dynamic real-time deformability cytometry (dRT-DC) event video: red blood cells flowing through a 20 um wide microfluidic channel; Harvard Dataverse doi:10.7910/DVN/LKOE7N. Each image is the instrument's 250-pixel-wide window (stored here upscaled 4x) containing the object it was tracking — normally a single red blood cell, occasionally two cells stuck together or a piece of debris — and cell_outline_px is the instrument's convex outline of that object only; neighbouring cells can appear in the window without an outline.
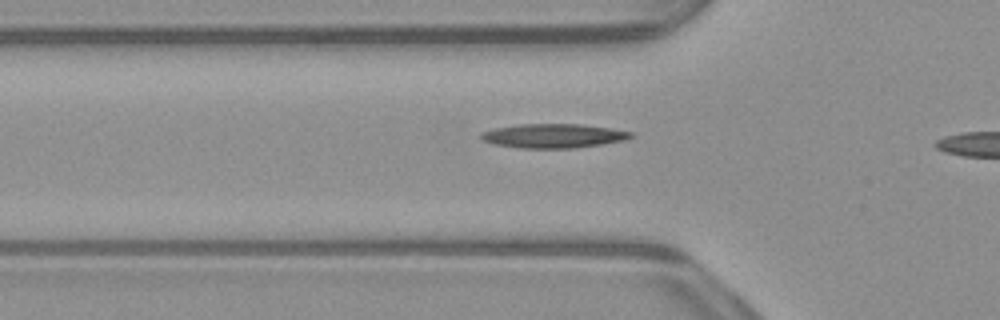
{"species": "common noctule bat (a hibernating species)", "species_latin": "Nyctalus noctula", "temperature_condition": "warm", "stored_images_in_passage": 5, "camera_frame_rate_fps": 3000, "um_per_image_px": 0.085, "animal": {"sex": "male", "body_mass_g": 23.1, "forearm_length_mm": 52.7}, "frame": {"image": 1, "passage_image": 3, "time_ms": 0.667, "image_size_px": [1000, 320], "cell_outline_px": [[636, 136], [624, 140], [576, 148], [520, 148], [492, 144], [480, 140], [480, 132], [496, 128], [516, 124], [580, 124], [612, 128], [632, 132]], "centroid_in_image_um": [47.01, 11.54], "position_along_channel_um": 78.8, "area_um2": 21.27}}